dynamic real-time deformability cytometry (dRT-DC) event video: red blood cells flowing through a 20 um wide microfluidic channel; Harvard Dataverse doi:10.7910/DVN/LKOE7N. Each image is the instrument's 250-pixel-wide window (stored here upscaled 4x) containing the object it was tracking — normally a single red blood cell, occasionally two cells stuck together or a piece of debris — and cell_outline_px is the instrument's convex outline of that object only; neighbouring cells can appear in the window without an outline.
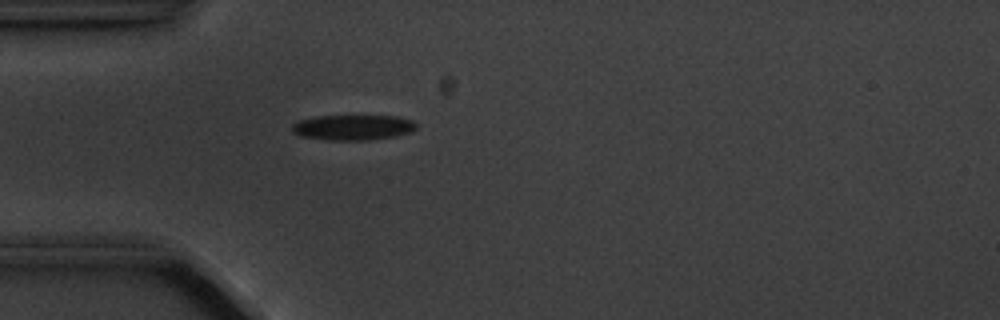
{"species": "common noctule bat (a hibernating species)", "species_latin": "Nyctalus noctula", "temperature_condition": "cold", "stored_images_in_passage": 1, "camera_frame_rate_fps": 3000, "um_per_image_px": 0.085, "animal": {"sex": "male", "body_mass_g": 20.1, "forearm_length_mm": 53.5}, "frame": {"image": 1, "passage_image": 1, "time_ms": 0.0, "image_size_px": [1000, 320], "cell_outline_px": [[416, 128], [412, 132], [396, 136], [368, 140], [332, 140], [300, 136], [292, 132], [292, 124], [296, 120], [316, 116], [396, 116], [412, 120], [416, 124]], "centroid_in_image_um": [29.98, 10.83], "position_along_channel_um": 55.0, "area_um2": 18.44}}